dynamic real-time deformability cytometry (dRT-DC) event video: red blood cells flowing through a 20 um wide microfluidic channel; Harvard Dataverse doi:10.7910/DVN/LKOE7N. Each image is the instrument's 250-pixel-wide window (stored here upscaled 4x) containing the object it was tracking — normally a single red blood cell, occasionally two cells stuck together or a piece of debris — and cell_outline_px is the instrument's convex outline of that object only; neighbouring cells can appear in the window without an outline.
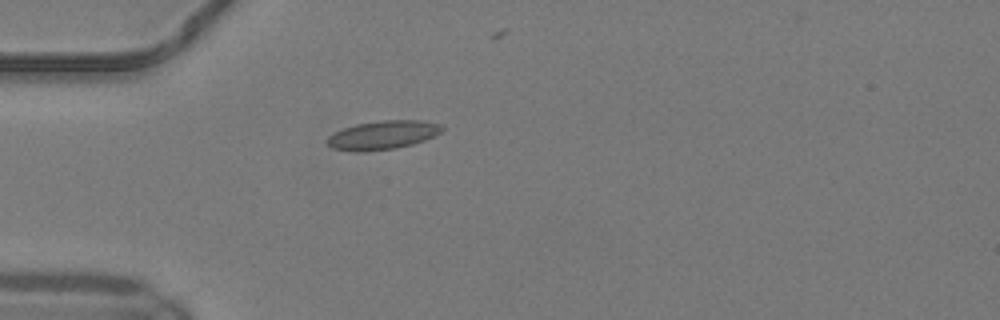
{"species": "common noctule bat (a hibernating species)", "species_latin": "Nyctalus noctula", "temperature_condition": "warm", "stored_images_in_passage": 28, "camera_frame_rate_fps": 3000, "um_per_image_px": 0.085, "animal": {"sex": "male", "body_mass_g": 19.2, "forearm_length_mm": 51.8}, "frame": {"image": 1, "passage_image": 1, "time_ms": 0.0, "image_size_px": [1000, 320], "cell_outline_px": [[444, 128], [440, 132], [424, 140], [412, 144], [396, 148], [356, 152], [332, 148], [328, 144], [328, 136], [344, 128], [356, 124], [380, 120], [420, 120], [440, 124]], "centroid_in_image_um": [32.53, 11.47], "position_along_channel_um": 52.5, "area_um2": 18.96}}
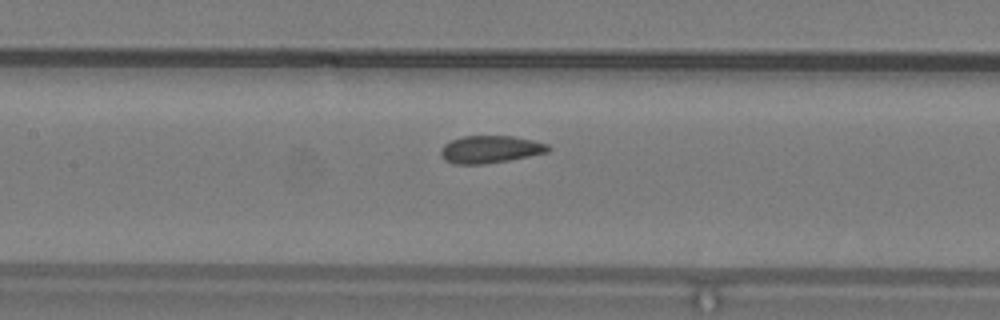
{"frame": {"image": 2, "passage_image": 10, "time_ms": 3.0, "image_size_px": [1000, 320], "cell_outline_px": [[552, 148], [548, 152], [508, 160], [484, 164], [452, 164], [444, 160], [440, 156], [440, 148], [444, 144], [452, 140], [464, 136], [512, 136], [532, 140], [548, 144]], "centroid_in_image_um": [41.64, 12.7], "position_along_channel_um": 165.8, "area_um2": 17.22}}
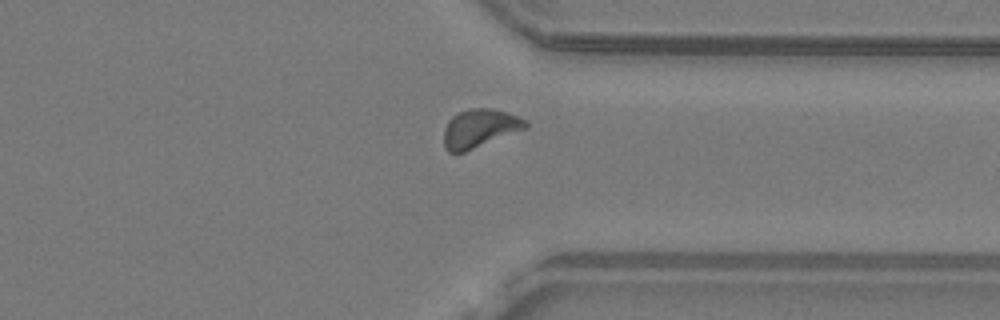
{"frame": {"image": 3, "passage_image": 25, "time_ms": 8.0, "image_size_px": [1000, 320], "cell_outline_px": [[528, 128], [464, 152], [448, 152], [444, 148], [444, 128], [448, 120], [452, 116], [468, 108], [492, 108], [508, 112], [524, 120], [528, 124]], "centroid_in_image_um": [40.76, 10.9], "position_along_channel_um": 370.6, "area_um2": 18.32}}